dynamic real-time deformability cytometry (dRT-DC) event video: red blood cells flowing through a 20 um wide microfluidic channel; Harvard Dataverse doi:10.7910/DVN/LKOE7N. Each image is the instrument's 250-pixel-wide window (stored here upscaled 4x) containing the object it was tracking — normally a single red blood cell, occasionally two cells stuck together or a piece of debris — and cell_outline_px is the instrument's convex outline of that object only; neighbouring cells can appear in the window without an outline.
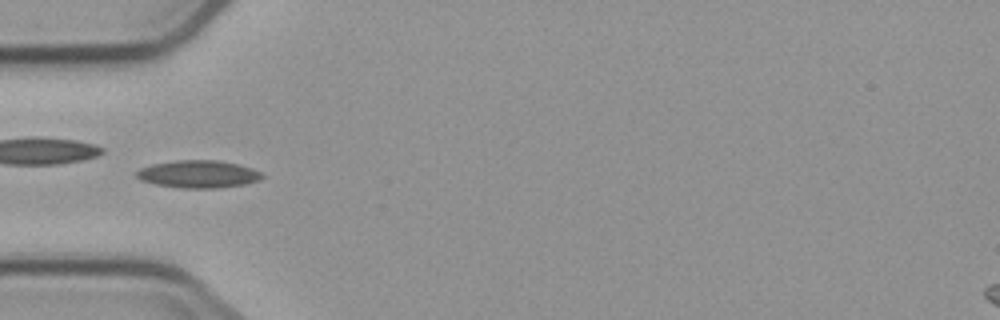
{"species": "common noctule bat (a hibernating species)", "species_latin": "Nyctalus noctula", "temperature_condition": "cold", "stored_images_in_passage": 4, "camera_frame_rate_fps": 3000, "um_per_image_px": 0.085, "animal": {"sex": "male", "body_mass_g": 23.1, "forearm_length_mm": 52.7}, "frame": {"image": 1, "passage_image": 3, "time_ms": 2.333, "image_size_px": [1000, 320], "cell_outline_px": [[264, 176], [260, 180], [244, 184], [220, 188], [180, 188], [156, 184], [140, 180], [136, 176], [136, 172], [140, 168], [152, 164], [176, 160], [216, 160], [236, 164], [252, 168], [260, 172]], "centroid_in_image_um": [16.84, 14.8], "position_along_channel_um": 68.2, "area_um2": 20.11}}